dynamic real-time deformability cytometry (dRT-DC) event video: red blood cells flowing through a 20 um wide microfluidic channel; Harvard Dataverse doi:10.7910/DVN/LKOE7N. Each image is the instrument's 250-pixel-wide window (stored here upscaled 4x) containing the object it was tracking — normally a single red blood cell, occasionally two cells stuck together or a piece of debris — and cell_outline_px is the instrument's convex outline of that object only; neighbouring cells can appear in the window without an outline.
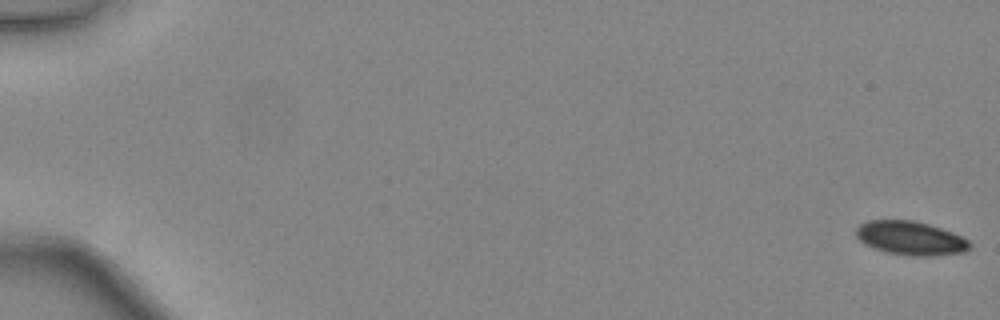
{"species": "common noctule bat (a hibernating species)", "species_latin": "Nyctalus noctula", "temperature_condition": "warm", "stored_images_in_passage": 5, "camera_frame_rate_fps": 3000, "um_per_image_px": 0.085, "animal": {"sex": "female", "body_mass_g": 24.6, "forearm_length_mm": 56.2}, "frame": {"image": 1, "passage_image": 1, "time_ms": 0.0, "image_size_px": [1000, 320], "cell_outline_px": [[972, 244], [964, 252], [932, 256], [912, 256], [888, 252], [864, 244], [856, 236], [856, 228], [860, 224], [868, 220], [912, 220], [928, 224], [952, 232], [968, 240]], "centroid_in_image_um": [77.39, 20.24], "position_along_channel_um": 7.6, "area_um2": 22.2}}